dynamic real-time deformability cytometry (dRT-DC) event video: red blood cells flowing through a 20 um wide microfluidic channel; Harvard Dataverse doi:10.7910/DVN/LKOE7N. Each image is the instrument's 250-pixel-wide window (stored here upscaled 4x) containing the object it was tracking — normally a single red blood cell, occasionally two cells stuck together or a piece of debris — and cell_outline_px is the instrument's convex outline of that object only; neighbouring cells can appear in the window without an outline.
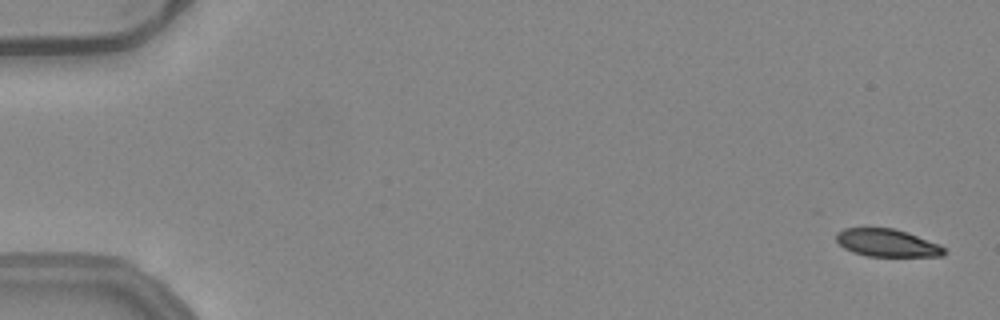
{"species": "common noctule bat (a hibernating species)", "species_latin": "Nyctalus noctula", "temperature_condition": "warm", "stored_images_in_passage": 53, "camera_frame_rate_fps": 3000, "um_per_image_px": 0.085, "animal": {"sex": "female", "body_mass_g": 24.6, "forearm_length_mm": 56.2}, "frame": {"image": 1, "passage_image": 2, "time_ms": 0.333, "image_size_px": [1000, 320], "cell_outline_px": [[948, 252], [944, 256], [868, 256], [852, 252], [844, 248], [836, 240], [836, 232], [844, 228], [892, 228], [908, 232], [940, 244], [948, 248]], "centroid_in_image_um": [75.46, 20.65], "position_along_channel_um": 9.5, "area_um2": 17.63}}
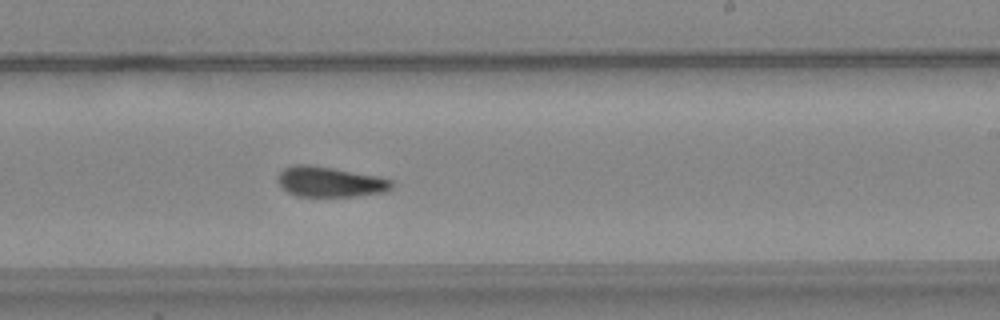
{"frame": {"image": 2, "passage_image": 33, "time_ms": 10.667, "image_size_px": [1000, 320], "cell_outline_px": [[392, 188], [384, 192], [356, 196], [296, 196], [288, 192], [276, 180], [276, 176], [284, 168], [292, 164], [312, 164], [380, 176], [392, 180]], "centroid_in_image_um": [28.03, 15.43], "position_along_channel_um": 261.0, "area_um2": 20.35}}
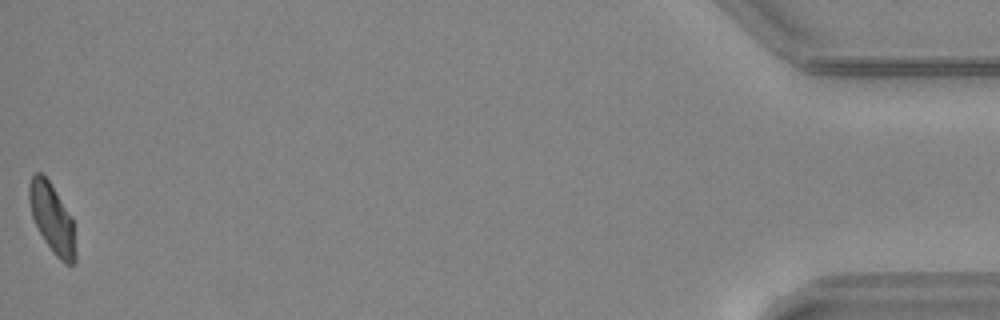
{"frame": {"image": 3, "passage_image": 53, "time_ms": 17.333, "image_size_px": [1000, 320], "cell_outline_px": [[76, 260], [72, 264], [64, 264], [56, 256], [44, 240], [32, 216], [28, 200], [28, 184], [32, 176], [36, 172], [40, 172], [48, 180], [72, 216], [76, 252]], "centroid_in_image_um": [4.43, 18.57], "position_along_channel_um": 430.8, "area_um2": 18.67}, "authors_computed_cell_mechanics": {"area_um2": 19.8254, "velocity_mm_per_s": 3.974, "shape_relaxation_time_tau1_ms": null, "shape_relaxation_time_tau2_ms": 2.9783, "deformation_change_tau1": null, "deformation_change_tau2": 0.1008}}